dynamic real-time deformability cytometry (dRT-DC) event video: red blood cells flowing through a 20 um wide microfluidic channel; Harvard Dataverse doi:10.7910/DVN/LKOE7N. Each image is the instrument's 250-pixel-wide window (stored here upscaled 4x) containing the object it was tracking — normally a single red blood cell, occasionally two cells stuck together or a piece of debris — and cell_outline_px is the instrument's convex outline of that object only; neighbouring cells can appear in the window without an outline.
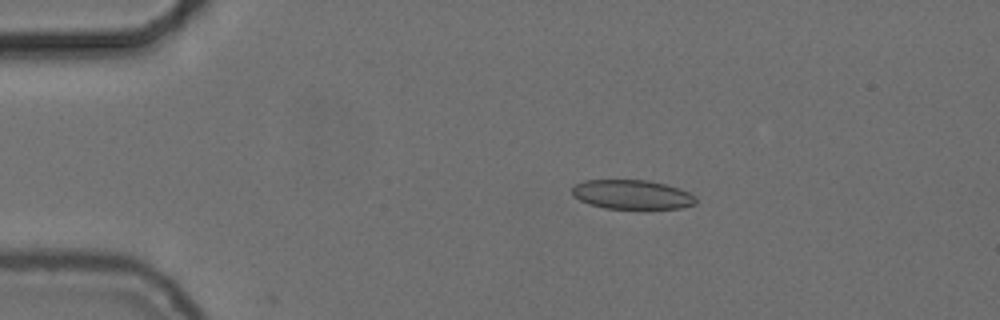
{"species": "common noctule bat (a hibernating species)", "species_latin": "Nyctalus noctula", "temperature_condition": "cold", "stored_images_in_passage": 45, "camera_frame_rate_fps": 3000, "um_per_image_px": 0.085, "animal": {"sex": "female", "body_mass_g": 24.6, "forearm_length_mm": 56.2}, "frame": {"image": 1, "passage_image": 1, "time_ms": 0.0, "image_size_px": [1000, 320], "cell_outline_px": [[696, 204], [680, 208], [604, 208], [588, 204], [572, 196], [572, 188], [576, 184], [584, 180], [648, 180], [680, 188], [696, 196]], "centroid_in_image_um": [53.71, 16.53], "position_along_channel_um": 31.3, "area_um2": 21.1}}
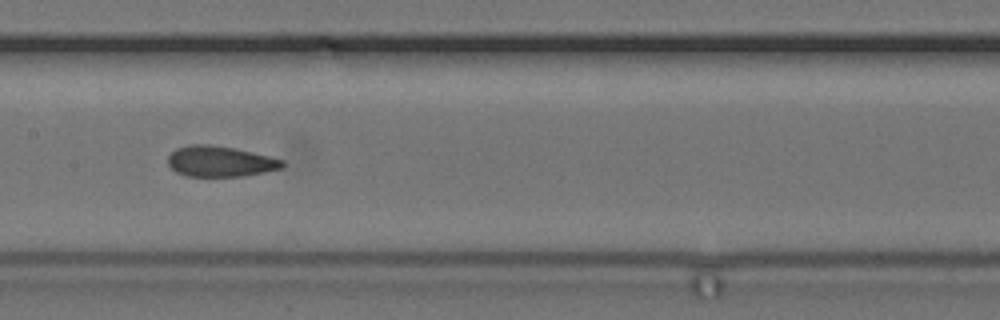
{"frame": {"image": 2, "passage_image": 18, "time_ms": 5.667, "image_size_px": [1000, 320], "cell_outline_px": [[284, 168], [244, 176], [184, 176], [176, 172], [168, 164], [168, 156], [176, 148], [188, 144], [208, 144], [236, 148], [284, 160]], "centroid_in_image_um": [18.7, 13.71], "position_along_channel_um": 188.7, "area_um2": 20.58}}
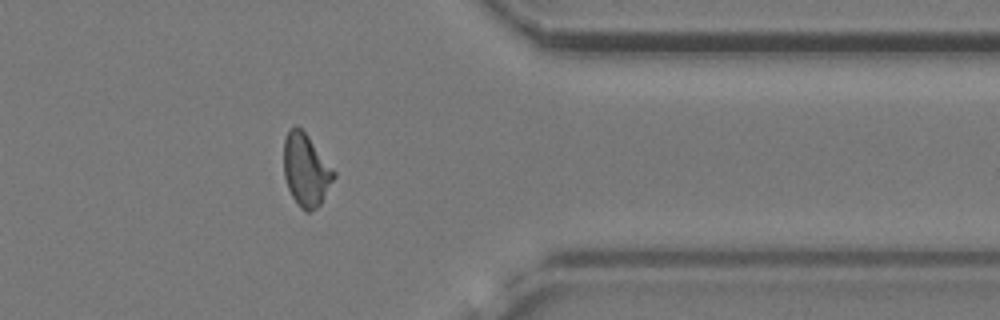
{"frame": {"image": 3, "passage_image": 35, "time_ms": 11.333, "image_size_px": [1000, 320], "cell_outline_px": [[336, 176], [320, 204], [316, 208], [308, 212], [304, 212], [300, 208], [292, 196], [288, 188], [284, 176], [284, 140], [288, 128], [296, 124], [308, 136], [336, 172]], "centroid_in_image_um": [26.0, 14.44], "position_along_channel_um": 385.4, "area_um2": 21.15}, "authors_computed_cell_mechanics": {"area_um2": 20.4612, "velocity_mm_per_s": 3.7226, "shape_relaxation_time_tau1_ms": null, "shape_relaxation_time_tau2_ms": 1.8346, "deformation_change_tau1": null, "deformation_change_tau2": 0.0807}}